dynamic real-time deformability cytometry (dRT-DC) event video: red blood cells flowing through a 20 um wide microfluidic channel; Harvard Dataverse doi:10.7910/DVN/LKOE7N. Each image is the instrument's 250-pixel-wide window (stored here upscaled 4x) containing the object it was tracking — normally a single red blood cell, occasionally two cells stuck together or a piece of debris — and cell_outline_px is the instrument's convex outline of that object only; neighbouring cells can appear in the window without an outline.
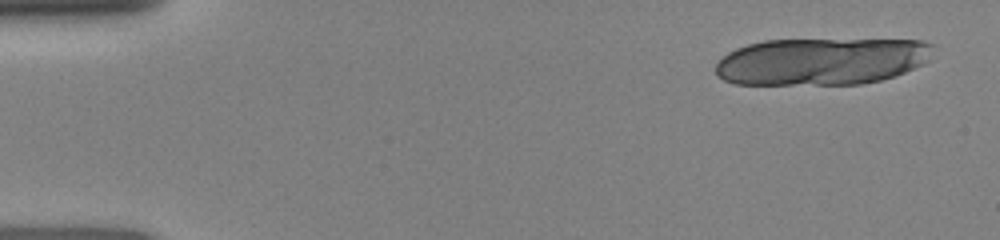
{"species": "human", "species_latin": "Homo sapiens", "temperature_condition": "room temperature", "stored_images_in_passage": 16, "camera_frame_rate_fps": 3000, "um_per_image_px": 0.085, "donor": {"sex": "female"}, "frame": {"image": 1, "passage_image": 2, "time_ms": 0.333, "image_size_px": [1000, 240], "cell_outline_px": [[932, 44], [928, 60], [924, 64], [896, 76], [880, 80], [860, 84], [736, 84], [724, 80], [716, 76], [716, 64], [728, 52], [736, 48], [748, 44], [764, 40], [924, 40]], "centroid_in_image_um": [69.82, 5.22], "position_along_channel_um": 15.2, "area_um2": 59.77}}